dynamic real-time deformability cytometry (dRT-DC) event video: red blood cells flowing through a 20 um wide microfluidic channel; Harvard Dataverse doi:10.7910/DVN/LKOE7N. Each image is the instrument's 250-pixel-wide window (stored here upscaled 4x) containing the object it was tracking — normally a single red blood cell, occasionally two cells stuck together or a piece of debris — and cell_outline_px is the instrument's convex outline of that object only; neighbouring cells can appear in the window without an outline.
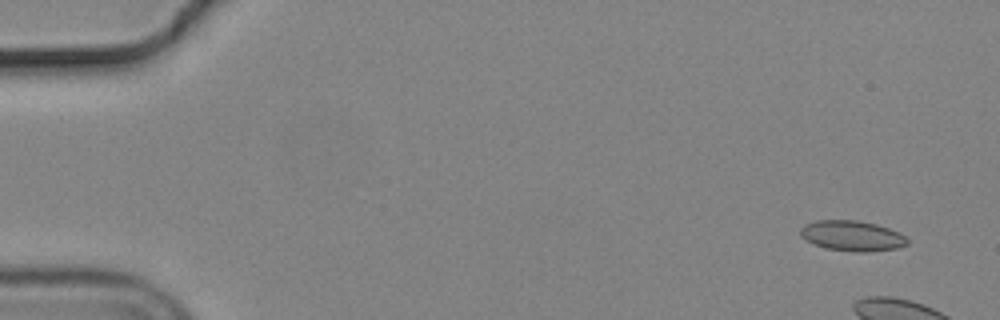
{"species": "common noctule bat (a hibernating species)", "species_latin": "Nyctalus noctula", "temperature_condition": "cold", "stored_images_in_passage": 7, "camera_frame_rate_fps": 3000, "um_per_image_px": 0.085, "animal": {"sex": "male", "body_mass_g": 19.2, "forearm_length_mm": 51.8}, "frame": {"image": 1, "passage_image": 1, "time_ms": 0.0, "image_size_px": [1000, 320], "cell_outline_px": [[908, 244], [896, 248], [868, 252], [860, 252], [824, 248], [800, 236], [800, 228], [804, 224], [816, 220], [856, 220], [876, 224], [888, 228], [904, 236], [908, 240]], "centroid_in_image_um": [72.4, 20.04], "position_along_channel_um": 12.6, "area_um2": 18.73}}